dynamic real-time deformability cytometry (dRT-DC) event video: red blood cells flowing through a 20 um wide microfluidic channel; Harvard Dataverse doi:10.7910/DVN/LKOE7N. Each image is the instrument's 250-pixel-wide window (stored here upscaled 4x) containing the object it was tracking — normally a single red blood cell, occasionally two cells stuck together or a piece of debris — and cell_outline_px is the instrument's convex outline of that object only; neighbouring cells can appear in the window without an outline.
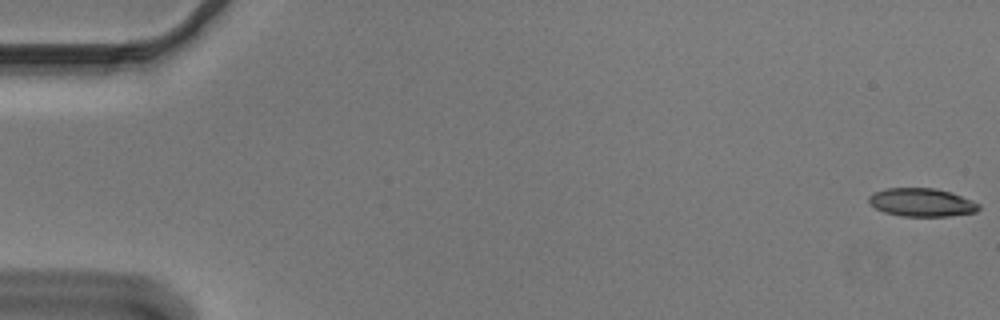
{"species": "Egyptian fruit bat (a non-hibernating species)", "species_latin": "Rousettus aegyptiacus", "temperature_condition": "cold", "stored_images_in_passage": 16, "camera_frame_rate_fps": 3000, "um_per_image_px": 0.085, "animal": {"sex": "male"}, "frame": {"image": 1, "passage_image": 1, "time_ms": 0.0, "image_size_px": [1000, 320], "cell_outline_px": [[980, 208], [976, 212], [948, 216], [900, 216], [884, 212], [876, 208], [868, 200], [868, 196], [872, 192], [884, 188], [936, 188], [952, 192], [980, 204]], "centroid_in_image_um": [78.33, 17.19], "position_along_channel_um": 6.7, "area_um2": 18.21}}
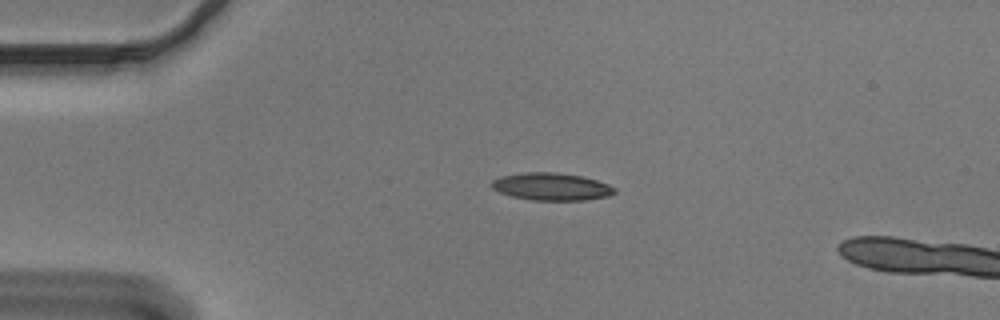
{"frame": {"image": 2, "passage_image": 13, "time_ms": 4.0, "image_size_px": [1000, 320], "cell_outline_px": [[616, 192], [608, 196], [584, 200], [532, 200], [512, 196], [500, 192], [492, 188], [492, 180], [500, 176], [524, 172], [556, 172], [580, 176], [596, 180], [608, 184], [616, 188]], "centroid_in_image_um": [46.87, 15.86], "position_along_channel_um": 38.1, "area_um2": 19.59}}